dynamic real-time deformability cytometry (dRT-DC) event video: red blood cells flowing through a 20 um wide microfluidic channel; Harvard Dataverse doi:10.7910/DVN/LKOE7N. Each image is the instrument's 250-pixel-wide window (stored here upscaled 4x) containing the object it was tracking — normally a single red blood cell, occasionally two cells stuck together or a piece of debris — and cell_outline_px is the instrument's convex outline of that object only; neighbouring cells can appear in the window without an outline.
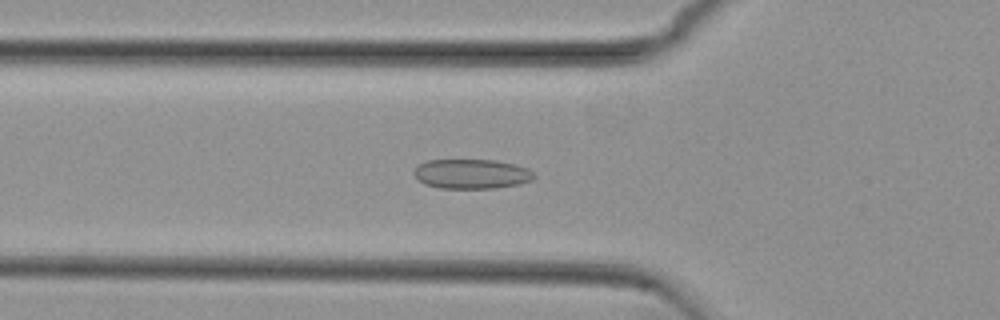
{"species": "common noctule bat (a hibernating species)", "species_latin": "Nyctalus noctula", "temperature_condition": "cold", "stored_images_in_passage": 41, "camera_frame_rate_fps": 3000, "um_per_image_px": 0.085, "animal": {"sex": "female", "body_mass_g": 29.2, "forearm_length_mm": 56.3}, "frame": {"image": 1, "passage_image": 11, "time_ms": 3.333, "image_size_px": [1000, 320], "cell_outline_px": [[536, 176], [532, 180], [520, 184], [496, 188], [440, 188], [424, 184], [412, 172], [420, 164], [428, 160], [496, 160], [516, 164], [528, 168], [536, 172]], "centroid_in_image_um": [40.15, 14.78], "position_along_channel_um": 85.6, "area_um2": 20.87}}
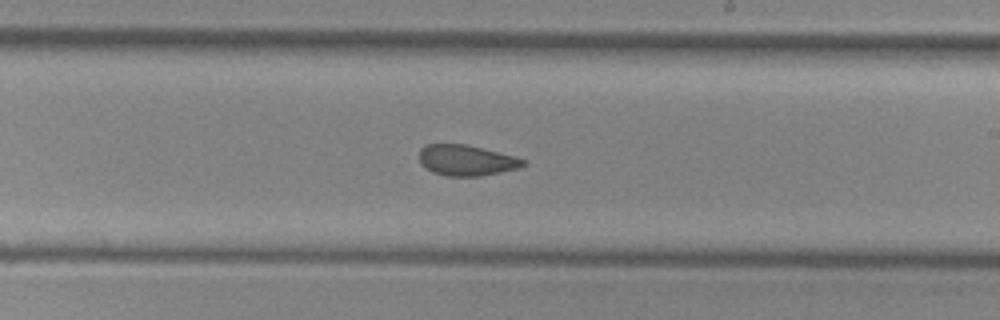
{"frame": {"image": 2, "passage_image": 24, "time_ms": 7.667, "image_size_px": [1000, 320], "cell_outline_px": [[528, 164], [520, 168], [480, 176], [444, 176], [432, 172], [420, 164], [420, 148], [424, 144], [464, 144], [516, 156], [524, 160]], "centroid_in_image_um": [39.64, 13.63], "position_along_channel_um": 249.4, "area_um2": 18.73}}
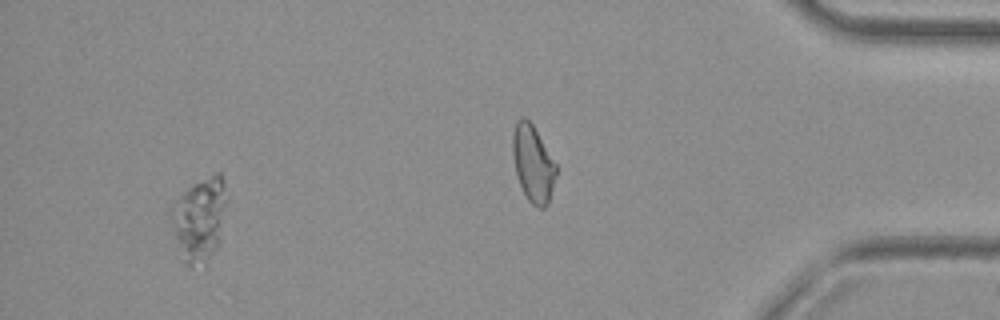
{"frame": {"image": 3, "passage_image": 37, "time_ms": 12.0, "image_size_px": [1000, 320], "cell_outline_px": [[228, 200], [220, 240], [216, 248], [204, 268], [192, 268], [184, 264], [168, 216], [168, 212], [172, 200], [192, 184], [216, 172], [220, 172], [224, 180]], "centroid_in_image_um": [16.94, 18.64], "position_along_channel_um": 418.3, "area_um2": 28.38}, "authors_computed_cell_mechanics": {"area_um2": 20.4034, "velocity_mm_per_s": 3.7615, "shape_relaxation_time_tau1_ms": null, "shape_relaxation_time_tau2_ms": 1.9164, "deformation_change_tau1": null, "deformation_change_tau2": 0.082}}